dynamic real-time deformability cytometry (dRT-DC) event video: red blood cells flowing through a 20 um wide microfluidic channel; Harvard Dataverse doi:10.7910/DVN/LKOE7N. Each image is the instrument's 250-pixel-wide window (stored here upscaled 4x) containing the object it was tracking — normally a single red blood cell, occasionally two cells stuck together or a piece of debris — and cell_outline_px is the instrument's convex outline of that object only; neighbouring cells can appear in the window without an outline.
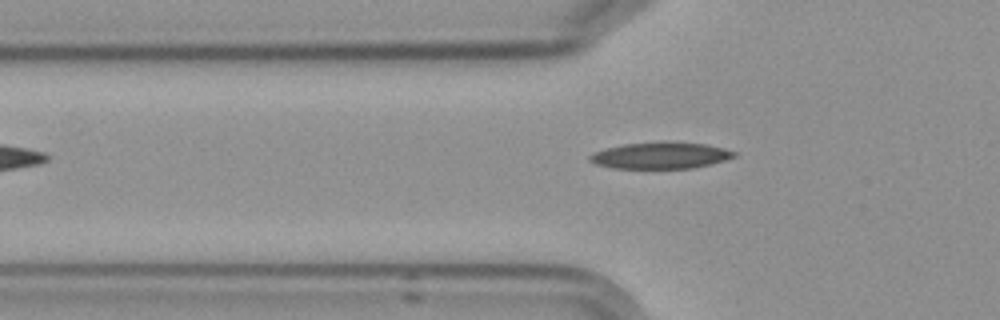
{"species": "Egyptian fruit bat (a non-hibernating species)", "species_latin": "Rousettus aegyptiacus", "temperature_condition": "cold", "stored_images_in_passage": 2, "camera_frame_rate_fps": 3000, "um_per_image_px": 0.085, "frame": {"image": 1, "passage_image": 2, "time_ms": 1.333, "image_size_px": [1000, 320], "cell_outline_px": [[736, 156], [724, 160], [692, 168], [612, 168], [596, 164], [588, 160], [588, 156], [592, 152], [604, 148], [624, 144], [664, 140], [704, 144], [724, 148], [736, 152]], "centroid_in_image_um": [56.09, 13.19], "position_along_channel_um": 69.7, "area_um2": 22.54}}